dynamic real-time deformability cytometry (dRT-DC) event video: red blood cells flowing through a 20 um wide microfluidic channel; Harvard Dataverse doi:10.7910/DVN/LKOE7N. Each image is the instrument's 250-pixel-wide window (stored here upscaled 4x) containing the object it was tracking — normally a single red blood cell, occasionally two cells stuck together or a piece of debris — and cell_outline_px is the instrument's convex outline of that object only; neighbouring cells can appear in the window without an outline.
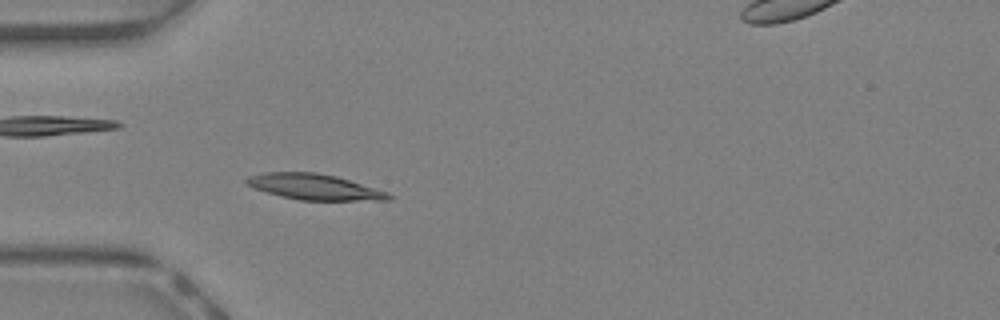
{"species": "Egyptian fruit bat (a non-hibernating species)", "species_latin": "Rousettus aegyptiacus", "temperature_condition": "warm", "stored_images_in_passage": 43, "segment_of_instrument_passage": [1, 2], "camera_frame_rate_fps": 3000, "um_per_image_px": 0.085, "animal": {"sex": "female"}, "frame": {"image": 1, "passage_image": 11, "time_ms": 3.333, "image_size_px": [1000, 320], "cell_outline_px": [[392, 200], [300, 200], [280, 196], [256, 188], [248, 184], [244, 180], [248, 176], [264, 172], [316, 172], [336, 176], [388, 192], [392, 196]], "centroid_in_image_um": [26.73, 15.88], "position_along_channel_um": 58.3, "area_um2": 21.1}}
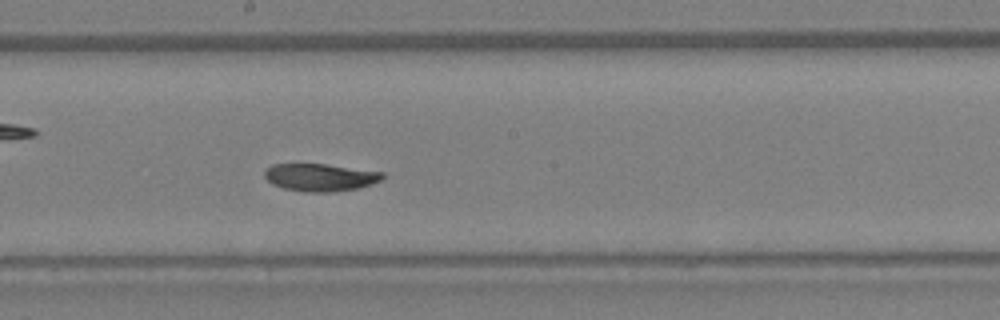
{"frame": {"image": 2, "passage_image": 22, "time_ms": 7.0, "image_size_px": [1000, 320], "cell_outline_px": [[384, 176], [380, 180], [356, 188], [332, 192], [304, 192], [284, 188], [272, 184], [264, 176], [264, 172], [272, 164], [324, 164], [384, 172]], "centroid_in_image_um": [27.18, 15.07], "position_along_channel_um": 221.0, "area_um2": 18.67}}
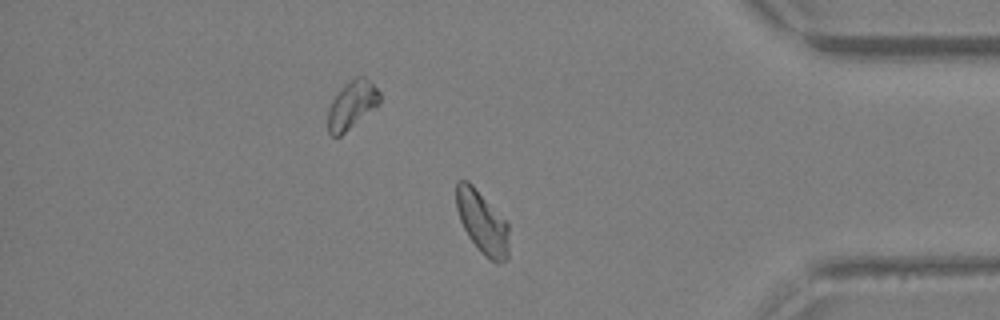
{"frame": {"image": 3, "passage_image": 35, "time_ms": 11.333, "image_size_px": [1000, 320], "cell_outline_px": [[508, 256], [504, 260], [496, 264], [488, 260], [480, 252], [468, 236], [460, 220], [456, 208], [456, 180], [468, 180], [472, 184], [508, 224]], "centroid_in_image_um": [40.97, 18.92], "position_along_channel_um": 394.2, "area_um2": 19.13}}